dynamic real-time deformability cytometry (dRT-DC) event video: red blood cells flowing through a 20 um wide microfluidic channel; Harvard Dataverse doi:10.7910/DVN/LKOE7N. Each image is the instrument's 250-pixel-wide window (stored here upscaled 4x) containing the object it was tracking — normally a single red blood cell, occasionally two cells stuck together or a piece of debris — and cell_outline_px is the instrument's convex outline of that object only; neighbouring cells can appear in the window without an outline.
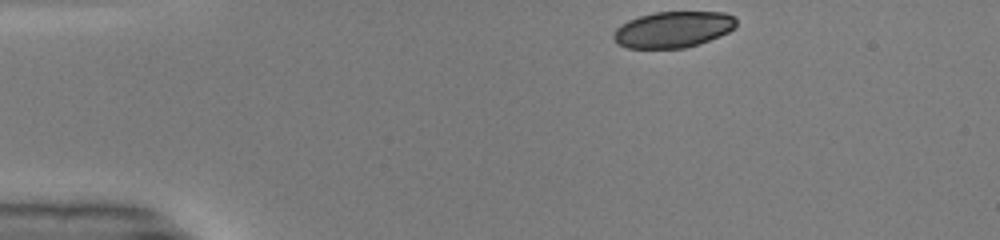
{"species": "common noctule bat (a hibernating species)", "species_latin": "Nyctalus noctula", "temperature_condition": "warm", "stored_images_in_passage": 42, "camera_frame_rate_fps": 3000, "um_per_image_px": 0.085, "animal": {"sex": "male", "body_mass_g": 19.0, "forearm_length_mm": 50.8}, "frame": {"image": 1, "passage_image": 1, "time_ms": 0.0, "image_size_px": [1000, 240], "cell_outline_px": [[736, 28], [720, 36], [684, 48], [628, 48], [616, 44], [612, 36], [616, 28], [620, 24], [628, 20], [640, 16], [656, 12], [724, 12], [732, 16], [736, 20]], "centroid_in_image_um": [57.18, 2.51], "position_along_channel_um": 27.8, "area_um2": 25.84}}
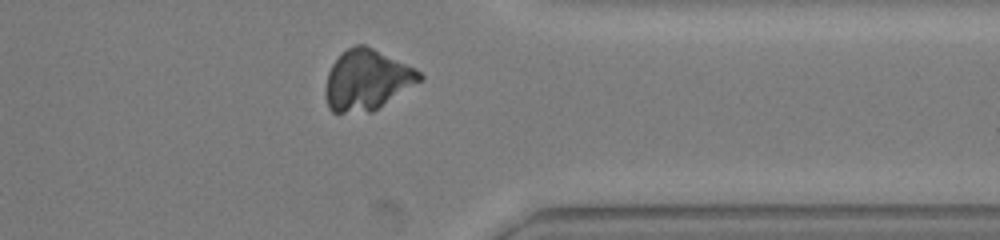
{"frame": {"image": 2, "passage_image": 32, "time_ms": 10.333, "image_size_px": [1000, 240], "cell_outline_px": [[424, 80], [372, 112], [332, 112], [328, 108], [324, 96], [324, 88], [328, 72], [332, 64], [340, 52], [356, 44], [364, 44], [416, 68], [424, 76]], "centroid_in_image_um": [31.18, 6.8], "position_along_channel_um": 380.2, "area_um2": 33.64}}
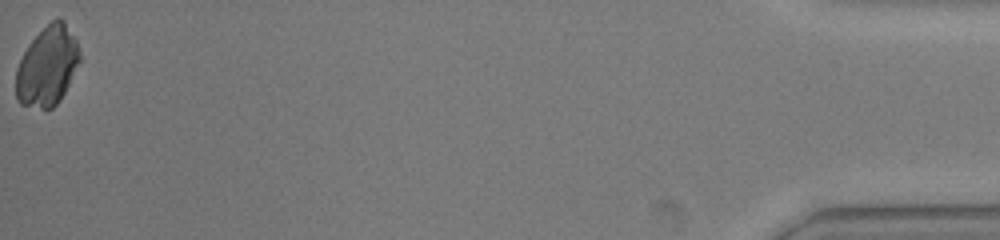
{"frame": {"image": 3, "passage_image": 42, "time_ms": 13.667, "image_size_px": [1000, 240], "cell_outline_px": [[80, 60], [60, 100], [52, 108], [40, 108], [20, 104], [16, 100], [16, 68], [28, 44], [56, 16], [60, 16], [64, 20], [76, 40], [80, 52]], "centroid_in_image_um": [4.02, 5.61], "position_along_channel_um": 431.2, "area_um2": 29.36}}